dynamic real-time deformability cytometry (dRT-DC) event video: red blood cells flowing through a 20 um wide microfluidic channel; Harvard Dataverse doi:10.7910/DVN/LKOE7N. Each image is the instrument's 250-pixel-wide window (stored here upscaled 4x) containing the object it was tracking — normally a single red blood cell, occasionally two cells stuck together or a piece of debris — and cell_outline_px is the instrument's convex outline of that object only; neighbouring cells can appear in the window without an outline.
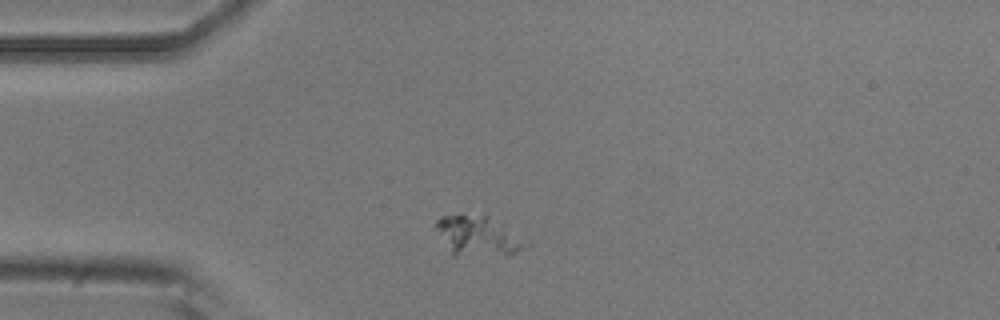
{"species": "common noctule bat (a hibernating species)", "species_latin": "Nyctalus noctula", "temperature_condition": "room temperature", "stored_images_in_passage": 6, "camera_frame_rate_fps": 3000, "um_per_image_px": 0.085, "animal": {"sex": "male", "body_mass_g": 20.5, "forearm_length_mm": 52.5}, "frame": {"image": 1, "passage_image": 2, "time_ms": 0.333, "image_size_px": [1000, 320], "cell_outline_px": [[532, 244], [508, 256], [452, 256], [436, 228], [436, 220], [440, 216], [460, 212], [484, 216]], "centroid_in_image_um": [40.57, 20.08], "position_along_channel_um": 44.4, "area_um2": 20.81}}
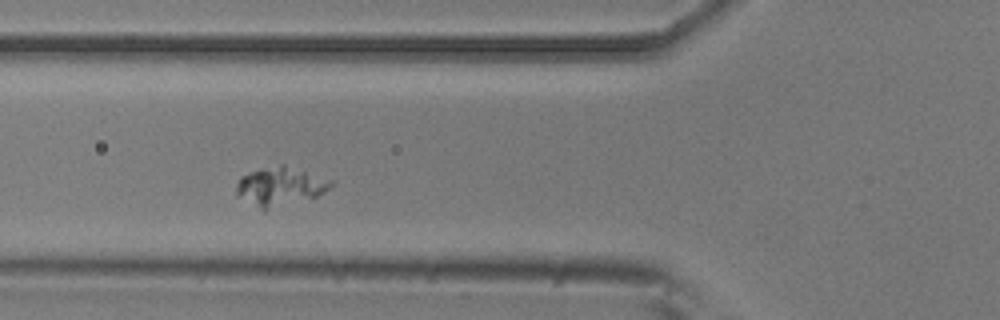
{"frame": {"image": 2, "passage_image": 4, "time_ms": 1.0, "image_size_px": [1000, 320], "cell_outline_px": [[336, 184], [324, 192], [316, 196], [264, 212], [236, 196], [236, 184], [240, 176], [252, 172], [280, 164], [284, 164], [336, 180]], "centroid_in_image_um": [23.84, 15.86], "position_along_channel_um": 102.0, "area_um2": 21.79}}
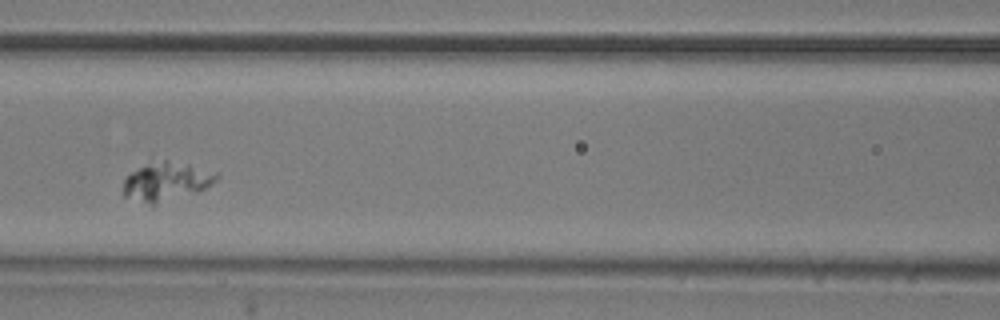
{"frame": {"image": 3, "passage_image": 5, "time_ms": 1.333, "image_size_px": [1000, 320], "cell_outline_px": [[220, 176], [216, 180], [204, 188], [196, 192], [152, 208], [124, 196], [124, 180], [152, 152], [220, 172]], "centroid_in_image_um": [14.11, 15.32], "position_along_channel_um": 152.5, "area_um2": 23.35}}